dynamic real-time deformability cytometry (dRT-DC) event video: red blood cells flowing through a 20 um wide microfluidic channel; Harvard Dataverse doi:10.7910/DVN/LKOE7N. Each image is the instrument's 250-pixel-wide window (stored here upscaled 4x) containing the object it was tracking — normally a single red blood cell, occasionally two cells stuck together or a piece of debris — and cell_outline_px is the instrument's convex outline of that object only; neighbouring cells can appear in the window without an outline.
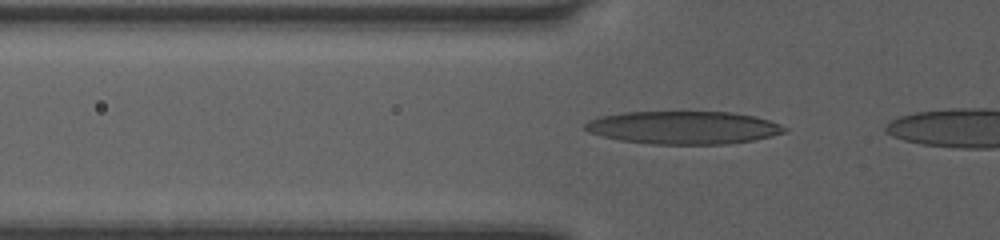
{"species": "human", "species_latin": "Homo sapiens", "temperature_condition": "room temperature", "stored_images_in_passage": 6, "camera_frame_rate_fps": 3000, "um_per_image_px": 0.085, "donor": {"sex": "female"}, "frame": {"image": 1, "passage_image": 4, "time_ms": 1.0, "image_size_px": [1000, 240], "cell_outline_px": [[788, 132], [772, 136], [752, 140], [728, 144], [652, 144], [620, 140], [588, 132], [584, 128], [584, 124], [588, 120], [600, 116], [624, 112], [732, 112], [756, 116], [780, 124], [788, 128]], "centroid_in_image_um": [58.12, 10.84], "position_along_channel_um": 67.7, "area_um2": 38.38}}